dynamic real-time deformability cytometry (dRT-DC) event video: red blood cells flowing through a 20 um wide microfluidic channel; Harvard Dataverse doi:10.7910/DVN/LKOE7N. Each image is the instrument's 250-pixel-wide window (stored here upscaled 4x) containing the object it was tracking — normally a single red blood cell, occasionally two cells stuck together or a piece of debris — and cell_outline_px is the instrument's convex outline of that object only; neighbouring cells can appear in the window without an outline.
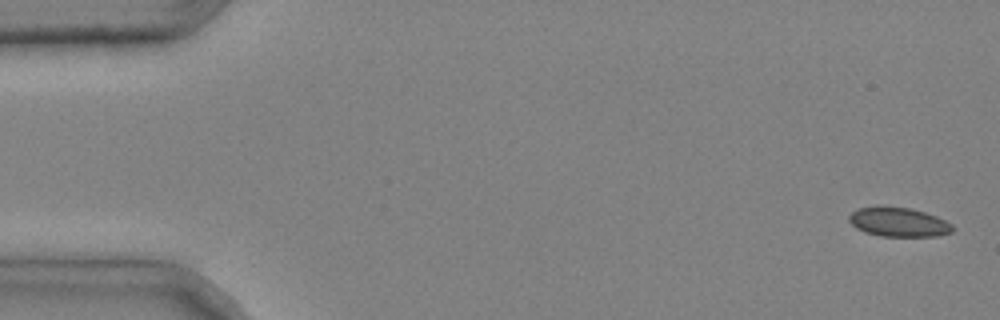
{"species": "common noctule bat (a hibernating species)", "species_latin": "Nyctalus noctula", "temperature_condition": "cold", "stored_images_in_passage": 7, "camera_frame_rate_fps": 3000, "um_per_image_px": 0.085, "animal": {"sex": "male", "body_mass_g": 20.4}, "frame": {"image": 1, "passage_image": 1, "time_ms": 0.0, "image_size_px": [1000, 320], "cell_outline_px": [[952, 232], [936, 236], [880, 236], [864, 232], [856, 228], [848, 220], [848, 216], [856, 208], [876, 204], [880, 204], [912, 208], [936, 216], [952, 224]], "centroid_in_image_um": [76.3, 18.84], "position_along_channel_um": 8.7, "area_um2": 18.09}}
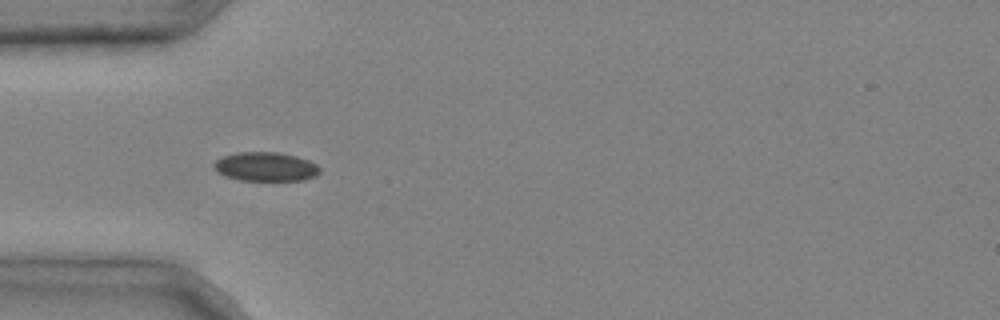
{"frame": {"image": 2, "passage_image": 4, "time_ms": 1.0, "image_size_px": [1000, 320], "cell_outline_px": [[320, 172], [316, 176], [304, 180], [240, 180], [224, 176], [216, 172], [212, 164], [216, 160], [224, 156], [240, 152], [276, 152], [296, 156], [308, 160], [316, 164], [320, 168]], "centroid_in_image_um": [22.57, 14.17], "position_along_channel_um": 62.4, "area_um2": 17.92}}
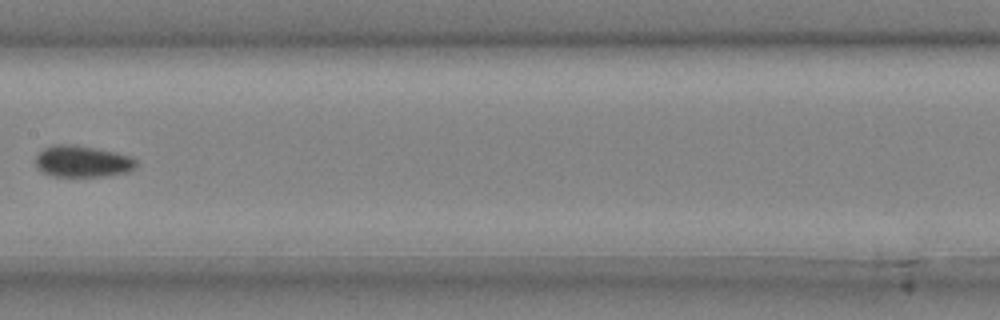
{"frame": {"image": 3, "passage_image": 7, "time_ms": 2.0, "image_size_px": [1000, 320], "cell_outline_px": [[136, 168], [128, 172], [104, 176], [52, 176], [36, 168], [36, 156], [44, 148], [56, 144], [76, 144], [116, 152], [132, 156], [136, 160]], "centroid_in_image_um": [7.03, 13.71], "position_along_channel_um": 200.4, "area_um2": 18.61}}